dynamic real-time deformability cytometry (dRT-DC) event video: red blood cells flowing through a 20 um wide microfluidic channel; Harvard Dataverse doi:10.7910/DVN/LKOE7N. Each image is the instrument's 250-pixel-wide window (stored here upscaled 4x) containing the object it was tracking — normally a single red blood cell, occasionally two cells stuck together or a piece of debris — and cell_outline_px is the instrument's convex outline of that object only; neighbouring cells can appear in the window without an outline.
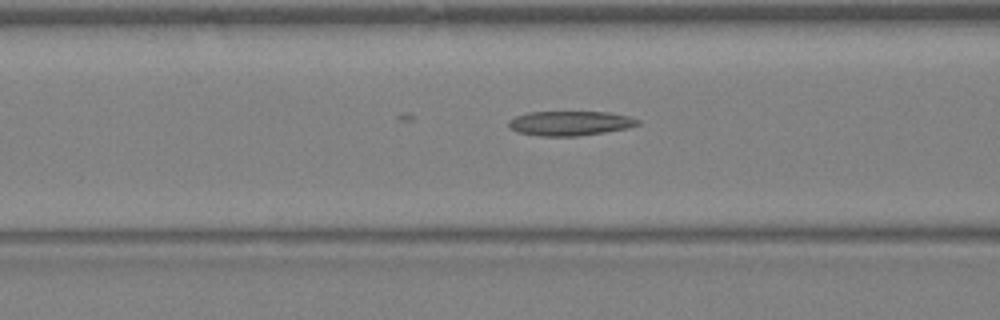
{"species": "Egyptian fruit bat (a non-hibernating species)", "species_latin": "Rousettus aegyptiacus", "temperature_condition": "warm", "stored_images_in_passage": 28, "camera_frame_rate_fps": 3000, "um_per_image_px": 0.085, "animal": {"sex": "female"}, "frame": {"image": 1, "passage_image": 5, "time_ms": 1.333, "image_size_px": [1000, 320], "cell_outline_px": [[640, 124], [628, 128], [580, 136], [540, 136], [516, 132], [508, 128], [508, 124], [516, 116], [528, 112], [608, 112], [628, 116], [640, 120]], "centroid_in_image_um": [48.45, 10.48], "position_along_channel_um": 118.1, "area_um2": 18.5}}
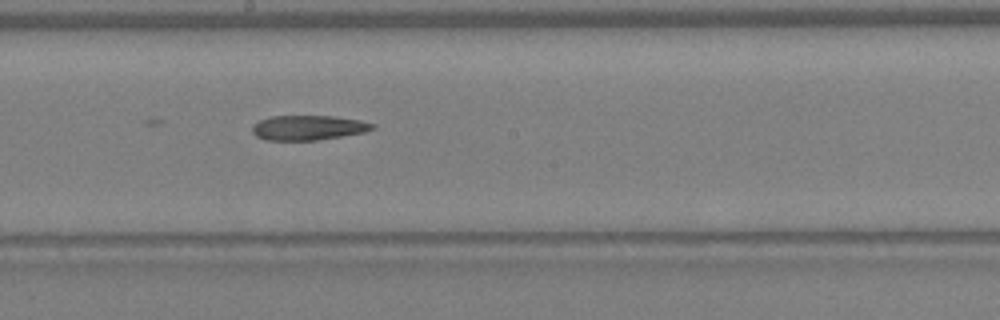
{"frame": {"image": 2, "passage_image": 11, "time_ms": 3.333, "image_size_px": [1000, 320], "cell_outline_px": [[376, 128], [364, 132], [316, 140], [264, 140], [256, 136], [252, 132], [252, 124], [260, 120], [272, 116], [336, 116], [360, 120], [376, 124]], "centroid_in_image_um": [26.19, 10.85], "position_along_channel_um": 222.0, "area_um2": 17.4}}
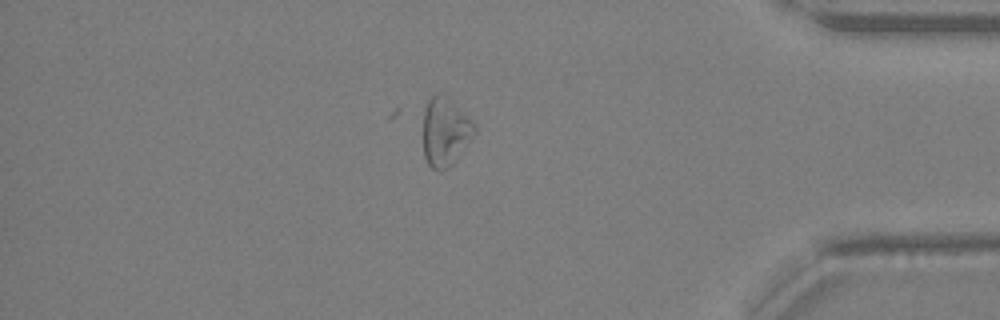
{"frame": {"image": 3, "passage_image": 23, "time_ms": 7.333, "image_size_px": [1000, 320], "cell_outline_px": [[476, 132], [452, 164], [448, 168], [440, 172], [432, 168], [428, 164], [424, 156], [424, 108], [428, 100], [436, 92], [444, 92], [476, 124]], "centroid_in_image_um": [37.84, 11.16], "position_along_channel_um": 397.4, "area_um2": 20.69}}